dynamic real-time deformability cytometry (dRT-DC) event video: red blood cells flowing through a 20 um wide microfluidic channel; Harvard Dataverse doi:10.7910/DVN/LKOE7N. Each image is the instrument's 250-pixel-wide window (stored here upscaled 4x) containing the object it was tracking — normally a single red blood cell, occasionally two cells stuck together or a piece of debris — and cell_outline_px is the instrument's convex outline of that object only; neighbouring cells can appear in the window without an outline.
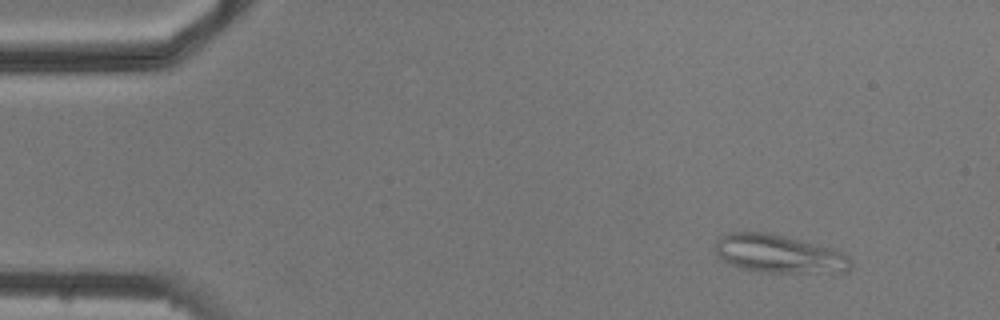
{"species": "common noctule bat (a hibernating species)", "species_latin": "Nyctalus noctula", "temperature_condition": "cold", "stored_images_in_passage": 5, "camera_frame_rate_fps": 3000, "um_per_image_px": 0.085, "animal": {"sex": "male", "body_mass_g": 20.5, "forearm_length_mm": 52.5}, "frame": {"image": 1, "passage_image": 2, "time_ms": 1.333, "image_size_px": [1000, 320], "cell_outline_px": [[852, 264], [848, 272], [760, 272], [744, 268], [732, 264], [724, 260], [716, 252], [716, 240], [720, 236], [732, 232], [768, 232], [800, 240], [844, 252], [852, 260]], "centroid_in_image_um": [66.24, 21.58], "position_along_channel_um": 18.8, "area_um2": 29.82}}